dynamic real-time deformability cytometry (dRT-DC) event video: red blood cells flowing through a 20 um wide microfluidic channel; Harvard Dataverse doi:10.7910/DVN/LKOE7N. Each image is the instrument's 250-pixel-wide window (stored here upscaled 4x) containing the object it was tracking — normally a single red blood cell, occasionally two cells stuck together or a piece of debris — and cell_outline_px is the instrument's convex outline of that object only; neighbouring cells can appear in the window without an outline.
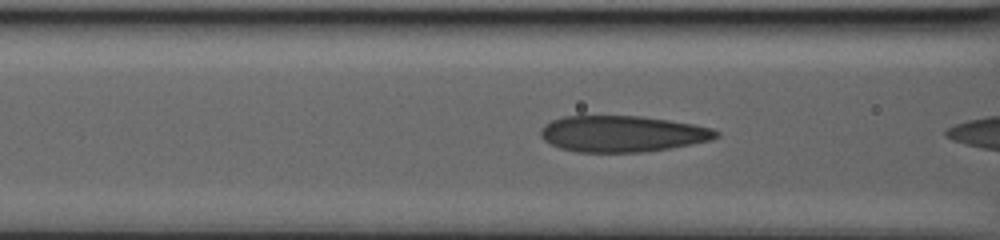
{"species": "human", "species_latin": "Homo sapiens", "temperature_condition": "warm", "stored_images_in_passage": 18, "segment_of_instrument_passage": [2, 2], "camera_frame_rate_fps": 3000, "um_per_image_px": 0.085, "donor": {"sex": "male"}, "frame": {"image": 1, "passage_image": 10, "time_ms": 1.667, "image_size_px": [1000, 240], "cell_outline_px": [[720, 136], [712, 140], [692, 144], [668, 148], [640, 152], [576, 152], [560, 148], [544, 140], [540, 136], [540, 128], [544, 124], [552, 120], [564, 116], [640, 116], [668, 120], [692, 124], [712, 128], [720, 132]], "centroid_in_image_um": [52.89, 11.37], "position_along_channel_um": 113.7, "area_um2": 37.05}}